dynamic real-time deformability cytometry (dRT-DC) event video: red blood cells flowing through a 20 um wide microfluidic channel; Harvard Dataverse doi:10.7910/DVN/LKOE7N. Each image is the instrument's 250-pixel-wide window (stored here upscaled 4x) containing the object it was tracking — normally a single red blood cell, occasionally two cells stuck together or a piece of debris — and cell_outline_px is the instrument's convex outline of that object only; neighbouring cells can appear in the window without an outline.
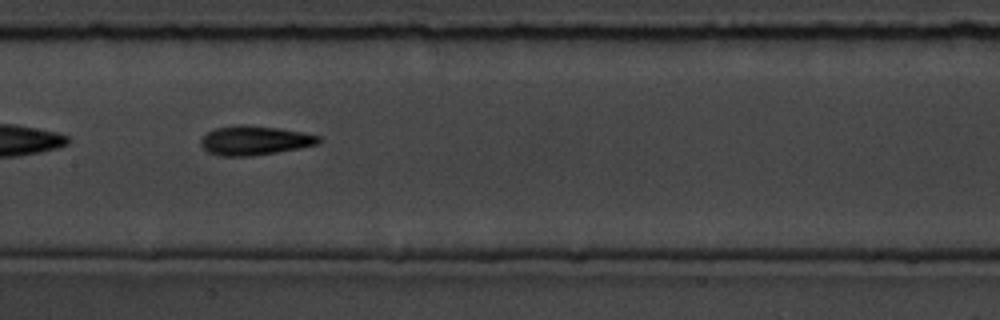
{"species": "common noctule bat (a hibernating species)", "species_latin": "Nyctalus noctula", "temperature_condition": "room temperature", "stored_images_in_passage": 35, "camera_frame_rate_fps": 3000, "um_per_image_px": 0.085, "animal": {"sex": "male", "body_mass_g": 19.5, "forearm_length_mm": 54.6}, "frame": {"image": 1, "passage_image": 11, "time_ms": 3.333, "image_size_px": [1000, 320], "cell_outline_px": [[320, 144], [300, 148], [252, 156], [220, 156], [208, 152], [200, 144], [200, 140], [208, 132], [216, 128], [236, 124], [244, 124], [280, 128], [304, 132], [320, 136]], "centroid_in_image_um": [21.66, 11.93], "position_along_channel_um": 185.7, "area_um2": 20.23}, "authors_computed_cell_mechanics": {"area_um2": 18.8428, "velocity_mm_per_s": 3.5406, "shape_relaxation_time_tau1_ms": 3.7718, "shape_relaxation_time_tau2_ms": 3.7314, "deformation_change_tau1": 0.1618, "deformation_change_tau2": 0.1217}}